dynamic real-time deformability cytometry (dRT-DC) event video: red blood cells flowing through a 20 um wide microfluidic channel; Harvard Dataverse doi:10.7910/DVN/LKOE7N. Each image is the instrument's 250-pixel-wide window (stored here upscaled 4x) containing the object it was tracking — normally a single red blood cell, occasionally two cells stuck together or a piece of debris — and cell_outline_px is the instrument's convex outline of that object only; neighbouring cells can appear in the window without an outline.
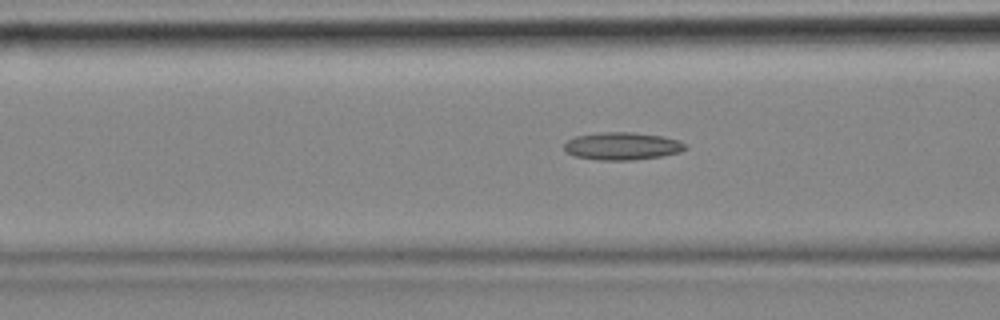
{"species": "common noctule bat (a hibernating species)", "species_latin": "Nyctalus noctula", "temperature_condition": "cold", "stored_images_in_passage": 34, "camera_frame_rate_fps": 3000, "um_per_image_px": 0.085, "animal": {"sex": "female", "body_mass_g": 18.4}, "frame": {"image": 1, "passage_image": 10, "time_ms": 3.0, "image_size_px": [1000, 320], "cell_outline_px": [[688, 148], [680, 152], [660, 156], [632, 160], [600, 160], [576, 156], [568, 152], [564, 148], [564, 144], [568, 140], [576, 136], [600, 132], [632, 132], [660, 136], [680, 140], [688, 144]], "centroid_in_image_um": [52.93, 12.41], "position_along_channel_um": 113.7, "area_um2": 19.42}}
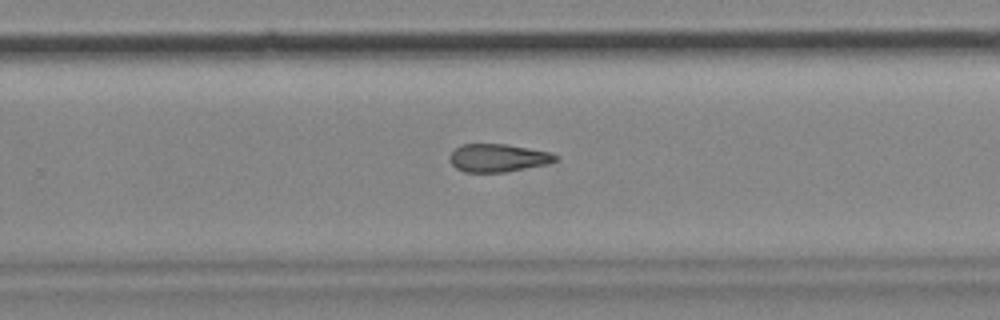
{"frame": {"image": 2, "passage_image": 25, "time_ms": 8.0, "image_size_px": [1000, 320], "cell_outline_px": [[556, 160], [544, 164], [504, 172], [464, 172], [456, 168], [448, 160], [448, 156], [460, 144], [508, 144], [552, 152], [556, 156]], "centroid_in_image_um": [42.27, 13.41], "position_along_channel_um": 287.5, "area_um2": 17.17}}
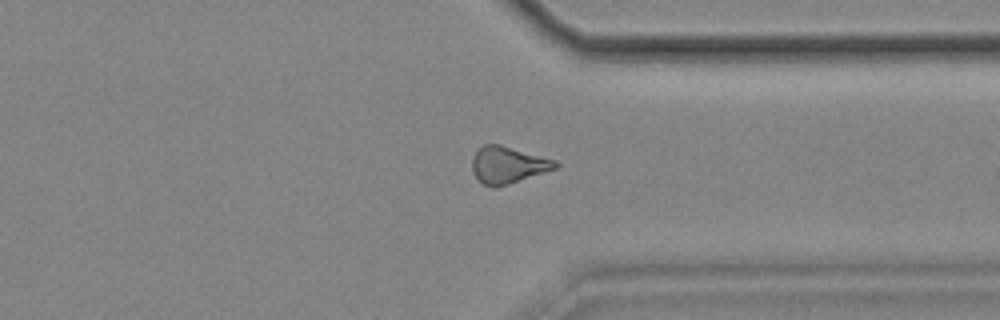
{"frame": {"image": 3, "passage_image": 32, "time_ms": 10.333, "image_size_px": [1000, 320], "cell_outline_px": [[560, 164], [556, 168], [496, 188], [484, 184], [472, 172], [472, 156], [484, 144], [500, 144], [556, 160]], "centroid_in_image_um": [43.16, 14.01], "position_along_channel_um": 368.2, "area_um2": 17.69}}